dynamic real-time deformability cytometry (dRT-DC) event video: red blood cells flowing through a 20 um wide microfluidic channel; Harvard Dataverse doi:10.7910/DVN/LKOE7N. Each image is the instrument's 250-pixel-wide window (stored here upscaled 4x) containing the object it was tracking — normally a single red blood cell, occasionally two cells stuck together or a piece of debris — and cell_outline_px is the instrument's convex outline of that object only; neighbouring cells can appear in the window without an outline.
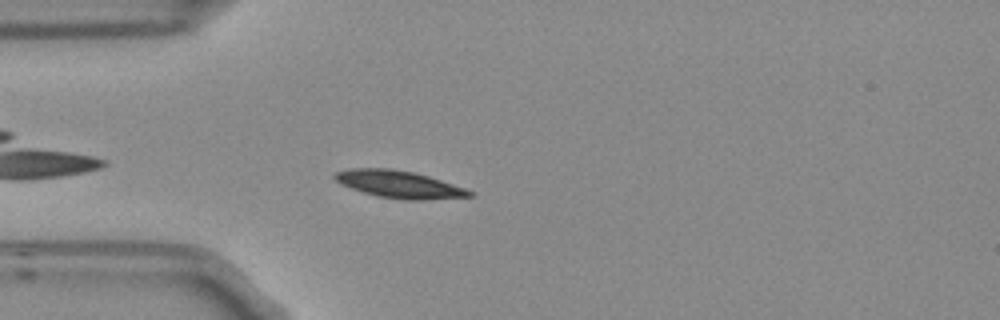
{"species": "Egyptian fruit bat (a non-hibernating species)", "species_latin": "Rousettus aegyptiacus", "temperature_condition": "room temperature", "stored_images_in_passage": 4, "camera_frame_rate_fps": 3000, "um_per_image_px": 0.085, "frame": {"image": 1, "passage_image": 4, "time_ms": 1.0, "image_size_px": [1000, 320], "cell_outline_px": [[476, 196], [424, 200], [404, 200], [376, 196], [340, 184], [332, 176], [336, 172], [352, 168], [392, 168], [412, 172], [428, 176], [476, 192]], "centroid_in_image_um": [33.95, 15.67], "position_along_channel_um": 51.1, "area_um2": 21.44}}